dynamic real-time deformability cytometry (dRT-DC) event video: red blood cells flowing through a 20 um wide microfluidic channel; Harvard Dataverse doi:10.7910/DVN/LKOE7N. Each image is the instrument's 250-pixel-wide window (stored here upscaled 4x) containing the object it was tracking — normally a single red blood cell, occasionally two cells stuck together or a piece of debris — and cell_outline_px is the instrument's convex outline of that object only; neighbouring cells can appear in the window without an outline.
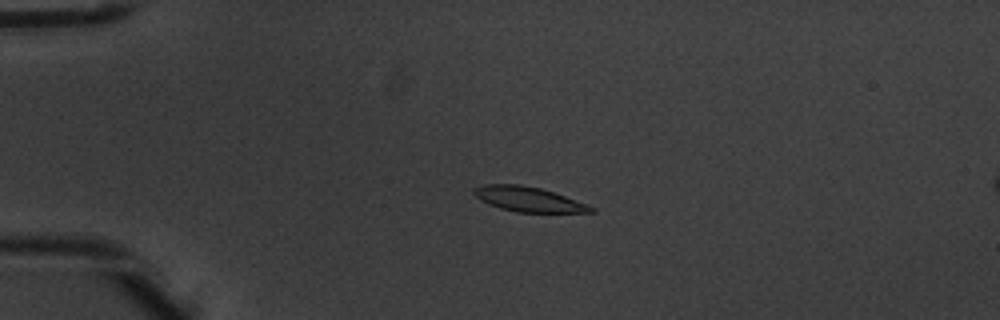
{"species": "common noctule bat (a hibernating species)", "species_latin": "Nyctalus noctula", "temperature_condition": "warm", "stored_images_in_passage": 5, "camera_frame_rate_fps": 3000, "um_per_image_px": 0.085, "animal": {"sex": "male", "body_mass_g": 20.1, "forearm_length_mm": 53.5}, "frame": {"image": 1, "passage_image": 4, "time_ms": 1.0, "image_size_px": [1000, 320], "cell_outline_px": [[596, 212], [516, 212], [500, 208], [488, 204], [480, 200], [472, 192], [472, 188], [484, 184], [520, 184], [540, 188], [588, 204], [596, 208]], "centroid_in_image_um": [44.89, 16.93], "position_along_channel_um": 40.1, "area_um2": 16.94}}